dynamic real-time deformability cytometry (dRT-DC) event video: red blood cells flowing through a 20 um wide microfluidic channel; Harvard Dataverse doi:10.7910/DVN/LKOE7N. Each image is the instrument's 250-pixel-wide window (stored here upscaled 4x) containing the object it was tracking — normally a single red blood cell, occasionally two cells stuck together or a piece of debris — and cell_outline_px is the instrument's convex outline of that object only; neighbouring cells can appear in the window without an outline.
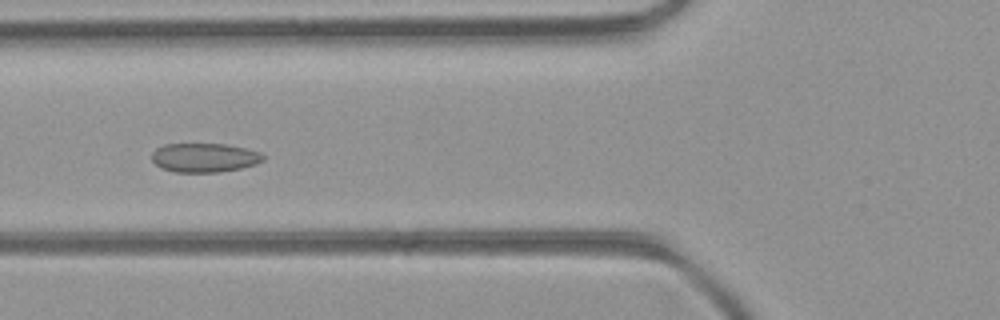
{"species": "common noctule bat (a hibernating species)", "species_latin": "Nyctalus noctula", "temperature_condition": "room temperature", "stored_images_in_passage": 26, "camera_frame_rate_fps": 3000, "um_per_image_px": 0.085, "animal": {"sex": "female", "body_mass_g": 21.9}, "frame": {"image": 1, "passage_image": 9, "time_ms": 2.667, "image_size_px": [1000, 320], "cell_outline_px": [[264, 160], [256, 164], [240, 168], [220, 172], [172, 172], [160, 168], [152, 160], [152, 152], [156, 148], [164, 144], [224, 144], [244, 148], [260, 152], [264, 156]], "centroid_in_image_um": [17.35, 13.4], "position_along_channel_um": 108.5, "area_um2": 18.9}}
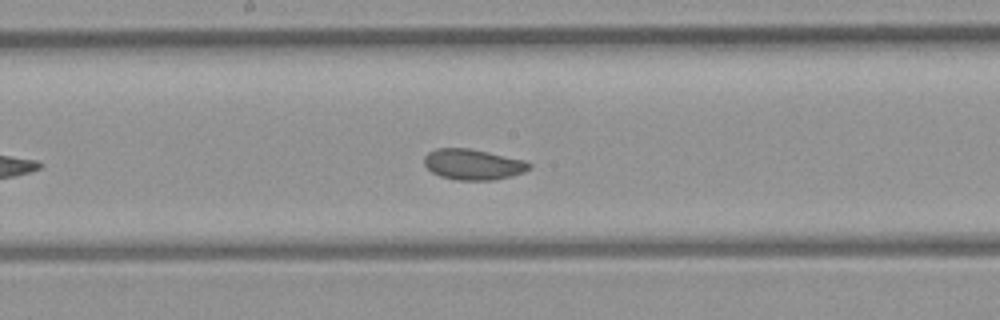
{"frame": {"image": 2, "passage_image": 16, "time_ms": 5.0, "image_size_px": [1000, 320], "cell_outline_px": [[532, 168], [524, 172], [512, 176], [496, 180], [456, 180], [440, 176], [432, 172], [424, 164], [424, 156], [428, 152], [436, 148], [468, 148], [524, 160], [532, 164]], "centroid_in_image_um": [40.21, 13.98], "position_along_channel_um": 208.0, "area_um2": 18.84}}
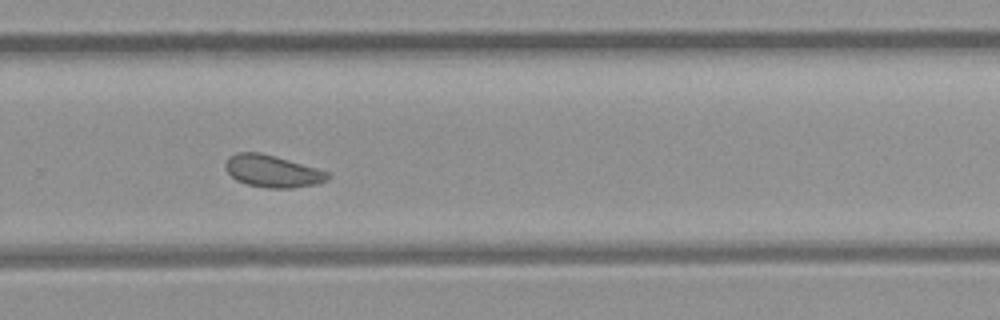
{"frame": {"image": 3, "passage_image": 23, "time_ms": 7.333, "image_size_px": [1000, 320], "cell_outline_px": [[332, 176], [328, 180], [320, 184], [292, 188], [268, 188], [248, 184], [236, 180], [224, 168], [224, 164], [228, 156], [236, 152], [260, 152], [316, 168], [328, 172]], "centroid_in_image_um": [23.16, 14.55], "position_along_channel_um": 306.6, "area_um2": 19.25}}